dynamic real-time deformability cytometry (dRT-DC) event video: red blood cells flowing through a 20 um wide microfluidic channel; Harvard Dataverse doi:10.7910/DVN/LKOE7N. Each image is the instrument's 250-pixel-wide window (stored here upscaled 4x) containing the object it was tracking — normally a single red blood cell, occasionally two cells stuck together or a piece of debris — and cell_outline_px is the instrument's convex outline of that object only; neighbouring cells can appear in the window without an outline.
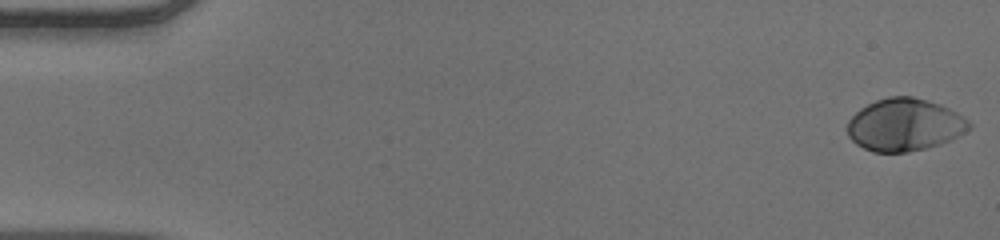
{"species": "human", "species_latin": "Homo sapiens", "temperature_condition": "warm", "stored_images_in_passage": 53, "camera_frame_rate_fps": 3000, "um_per_image_px": 0.085, "donor": {"sex": "male"}, "frame": {"image": 1, "passage_image": 1, "time_ms": 0.0, "image_size_px": [1000, 240], "cell_outline_px": [[972, 128], [952, 140], [940, 144], [908, 152], [872, 152], [856, 144], [848, 136], [848, 120], [860, 108], [876, 100], [888, 96], [912, 96], [928, 100], [940, 104], [964, 116], [972, 124]], "centroid_in_image_um": [76.91, 10.6], "position_along_channel_um": 8.1, "area_um2": 37.4}}
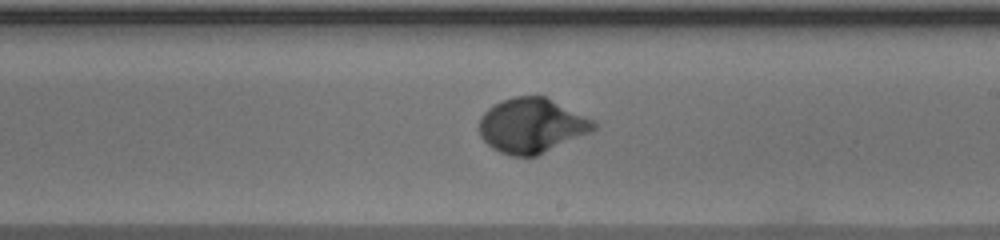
{"frame": {"image": 2, "passage_image": 31, "time_ms": 10.0, "image_size_px": [1000, 240], "cell_outline_px": [[596, 128], [588, 132], [536, 156], [512, 156], [500, 152], [492, 148], [480, 136], [480, 116], [492, 104], [516, 96], [544, 96], [592, 120], [596, 124]], "centroid_in_image_um": [45.13, 10.67], "position_along_channel_um": 243.9, "area_um2": 35.72}}
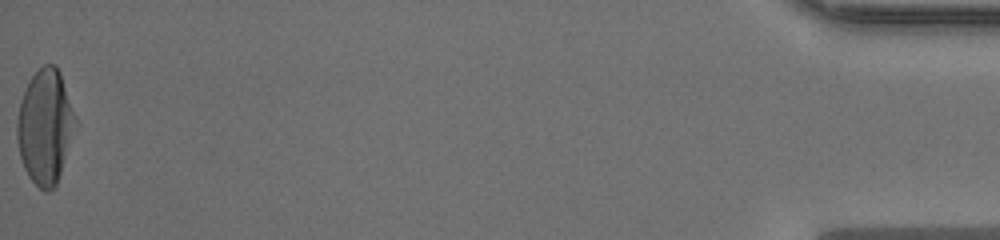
{"frame": {"image": 3, "passage_image": 53, "time_ms": 17.333, "image_size_px": [1000, 240], "cell_outline_px": [[76, 120], [56, 188], [48, 192], [44, 192], [28, 176], [24, 168], [20, 156], [16, 136], [16, 120], [20, 104], [24, 92], [32, 76], [44, 64], [56, 64], [60, 72]], "centroid_in_image_um": [3.81, 10.79], "position_along_channel_um": 431.4, "area_um2": 38.32}, "authors_computed_cell_mechanics": {"area_um2": 35.8938, "velocity_mm_per_s": 3.8967, "shape_relaxation_time_tau1_ms": 3.2267, "shape_relaxation_time_tau2_ms": null, "deformation_change_tau1": 0.2164, "deformation_change_tau2": null}}